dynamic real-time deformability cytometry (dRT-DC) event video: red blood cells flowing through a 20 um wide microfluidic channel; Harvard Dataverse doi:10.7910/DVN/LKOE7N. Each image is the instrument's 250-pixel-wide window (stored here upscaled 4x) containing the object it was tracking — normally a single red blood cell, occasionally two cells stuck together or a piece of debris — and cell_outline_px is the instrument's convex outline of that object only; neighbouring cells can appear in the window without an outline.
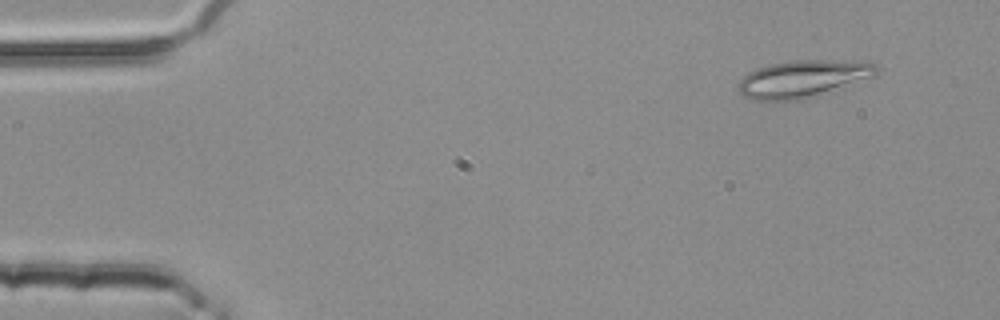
{"species": "common noctule bat (a hibernating species)", "species_latin": "Nyctalus noctula", "temperature_condition": "room temperature", "stored_images_in_passage": 4, "camera_frame_rate_fps": 3000, "um_per_image_px": 0.085, "animal": {"sex": "female", "body_mass_g": 25.1}, "frame": {"image": 1, "passage_image": 2, "time_ms": 0.333, "image_size_px": [1000, 320], "cell_outline_px": [[880, 68], [876, 76], [844, 88], [816, 96], [800, 100], [752, 100], [744, 96], [740, 92], [736, 84], [748, 72], [772, 64], [796, 60], [828, 60], [872, 64]], "centroid_in_image_um": [68.25, 6.73], "position_along_channel_um": 16.7, "area_um2": 29.88}}